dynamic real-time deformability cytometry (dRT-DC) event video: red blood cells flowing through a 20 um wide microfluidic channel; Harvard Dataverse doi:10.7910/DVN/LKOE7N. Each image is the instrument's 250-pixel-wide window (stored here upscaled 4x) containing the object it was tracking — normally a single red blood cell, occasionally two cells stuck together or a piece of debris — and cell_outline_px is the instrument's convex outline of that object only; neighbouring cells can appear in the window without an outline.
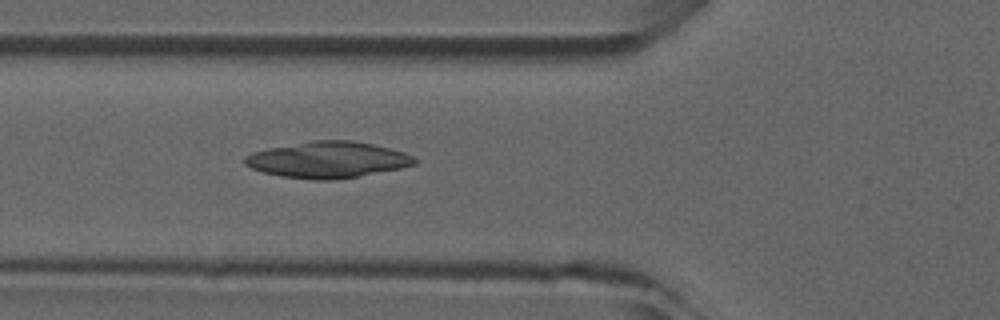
{"species": "common noctule bat (a hibernating species)", "species_latin": "Nyctalus noctula", "temperature_condition": "room temperature", "stored_images_in_passage": 5, "camera_frame_rate_fps": 3000, "um_per_image_px": 0.085, "animal": {"sex": "male", "forearm_length_mm": 52.5}, "frame": {"image": 1, "passage_image": 5, "time_ms": 4.667, "image_size_px": [1000, 320], "cell_outline_px": [[416, 164], [400, 168], [356, 176], [328, 180], [312, 180], [284, 176], [264, 172], [252, 168], [244, 164], [244, 156], [252, 152], [268, 148], [312, 140], [352, 140], [372, 144], [404, 152], [412, 156], [416, 160]], "centroid_in_image_um": [27.83, 13.57], "position_along_channel_um": 98.0, "area_um2": 35.49}}